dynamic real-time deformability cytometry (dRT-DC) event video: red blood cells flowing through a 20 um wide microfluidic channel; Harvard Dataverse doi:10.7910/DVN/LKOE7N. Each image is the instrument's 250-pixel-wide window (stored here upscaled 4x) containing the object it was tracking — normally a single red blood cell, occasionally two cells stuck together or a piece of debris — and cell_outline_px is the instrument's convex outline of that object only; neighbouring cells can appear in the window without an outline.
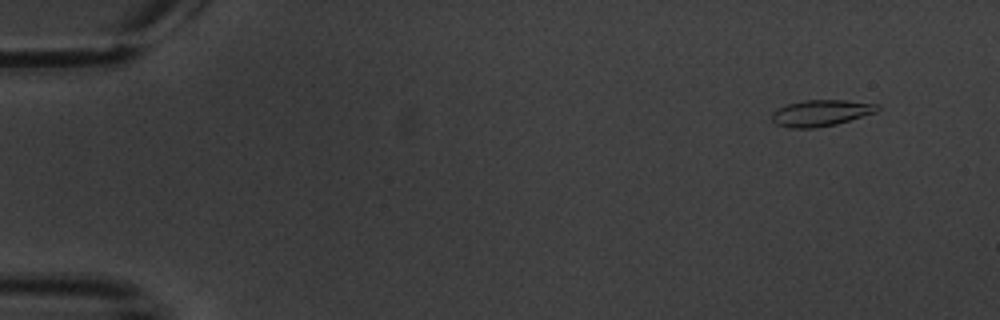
{"species": "common noctule bat (a hibernating species)", "species_latin": "Nyctalus noctula", "temperature_condition": "warm", "stored_images_in_passage": 3, "camera_frame_rate_fps": 3000, "um_per_image_px": 0.085, "animal": {"sex": "male", "body_mass_g": 20.1, "forearm_length_mm": 53.5}, "frame": {"image": 1, "passage_image": 1, "time_ms": 0.0, "image_size_px": [1000, 320], "cell_outline_px": [[880, 108], [876, 112], [836, 124], [816, 128], [788, 128], [776, 124], [772, 120], [772, 112], [776, 108], [788, 104], [804, 100], [848, 100], [880, 104]], "centroid_in_image_um": [69.77, 9.6], "position_along_channel_um": 15.2, "area_um2": 16.3}}